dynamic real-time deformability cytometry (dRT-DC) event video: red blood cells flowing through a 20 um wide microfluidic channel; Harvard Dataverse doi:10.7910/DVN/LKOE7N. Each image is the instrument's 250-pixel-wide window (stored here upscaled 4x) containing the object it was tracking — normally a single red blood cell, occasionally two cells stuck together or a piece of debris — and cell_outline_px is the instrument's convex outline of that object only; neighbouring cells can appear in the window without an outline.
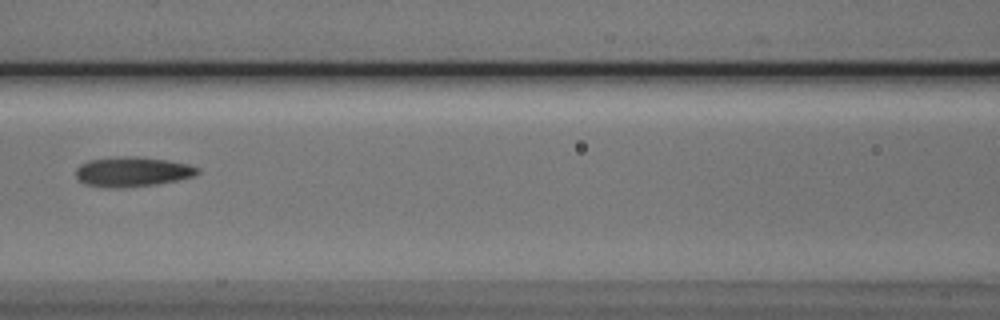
{"species": "Egyptian fruit bat (a non-hibernating species)", "species_latin": "Rousettus aegyptiacus", "temperature_condition": "cold", "stored_images_in_passage": 5, "camera_frame_rate_fps": 3000, "um_per_image_px": 0.085, "animal": {"sex": "male"}, "frame": {"image": 1, "passage_image": 4, "time_ms": 4.333, "image_size_px": [1000, 320], "cell_outline_px": [[200, 172], [192, 176], [176, 180], [156, 184], [120, 188], [112, 188], [84, 184], [76, 176], [76, 168], [80, 164], [88, 160], [124, 156], [136, 156], [168, 160], [188, 164], [200, 168]], "centroid_in_image_um": [11.24, 14.59], "position_along_channel_um": 155.4, "area_um2": 21.1}}
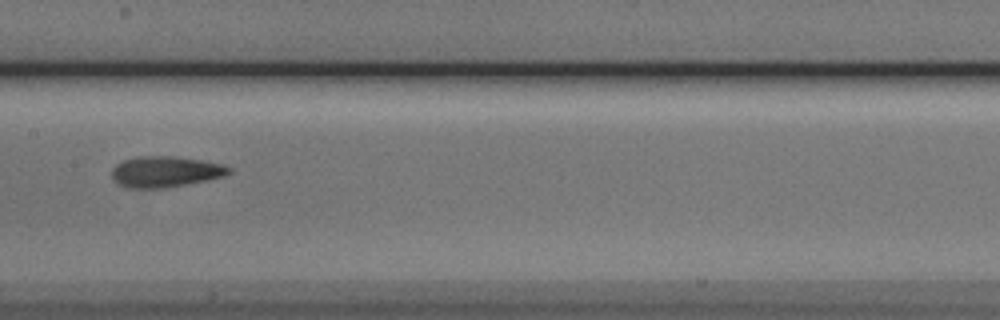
{"frame": {"image": 2, "passage_image": 5, "time_ms": 5.333, "image_size_px": [1000, 320], "cell_outline_px": [[232, 172], [224, 176], [164, 188], [128, 188], [112, 180], [112, 168], [116, 164], [124, 160], [140, 156], [180, 156], [224, 164], [232, 168]], "centroid_in_image_um": [14.06, 14.58], "position_along_channel_um": 193.3, "area_um2": 21.15}}